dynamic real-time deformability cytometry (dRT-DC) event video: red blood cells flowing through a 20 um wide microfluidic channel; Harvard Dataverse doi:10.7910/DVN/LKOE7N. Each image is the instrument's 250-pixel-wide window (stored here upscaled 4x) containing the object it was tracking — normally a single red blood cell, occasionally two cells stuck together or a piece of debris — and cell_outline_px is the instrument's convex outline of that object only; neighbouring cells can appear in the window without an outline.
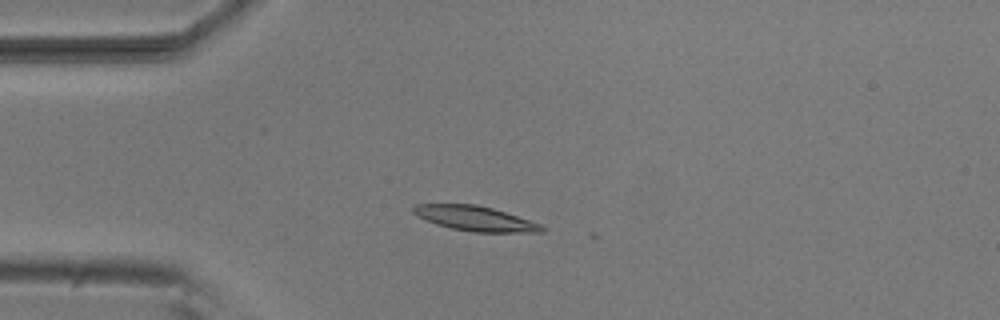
{"species": "common noctule bat (a hibernating species)", "species_latin": "Nyctalus noctula", "temperature_condition": "room temperature", "stored_images_in_passage": 15, "camera_frame_rate_fps": 3000, "um_per_image_px": 0.085, "animal": {"sex": "male", "body_mass_g": 20.5, "forearm_length_mm": 52.5}, "frame": {"image": 1, "passage_image": 14, "time_ms": 4.333, "image_size_px": [1000, 320], "cell_outline_px": [[548, 228], [544, 232], [472, 232], [452, 228], [436, 224], [412, 212], [412, 204], [476, 204], [492, 208], [540, 224]], "centroid_in_image_um": [40.4, 18.57], "position_along_channel_um": 44.6, "area_um2": 18.38}}